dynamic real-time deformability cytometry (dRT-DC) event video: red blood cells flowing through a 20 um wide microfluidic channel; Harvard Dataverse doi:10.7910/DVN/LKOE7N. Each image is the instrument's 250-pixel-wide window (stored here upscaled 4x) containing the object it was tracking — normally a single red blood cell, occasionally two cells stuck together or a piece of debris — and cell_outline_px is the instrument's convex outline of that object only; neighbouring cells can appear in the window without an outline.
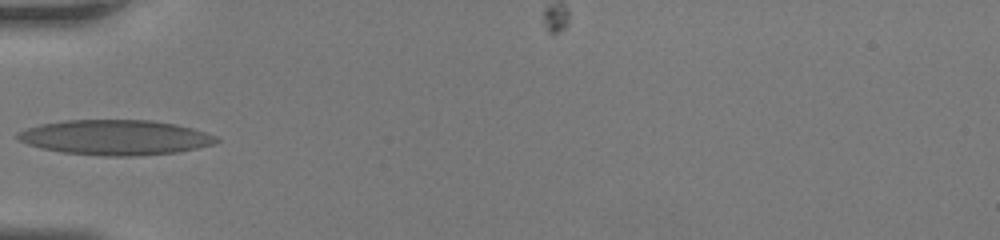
{"species": "human", "species_latin": "Homo sapiens", "temperature_condition": "room temperature", "stored_images_in_passage": 35, "camera_frame_rate_fps": 3000, "um_per_image_px": 0.085, "donor": {"sex": "female"}, "frame": {"image": 1, "passage_image": 1, "time_ms": 0.0, "image_size_px": [1000, 240], "cell_outline_px": [[220, 140], [212, 144], [196, 148], [176, 152], [136, 156], [104, 156], [60, 152], [40, 148], [28, 144], [20, 140], [16, 136], [16, 132], [40, 124], [64, 120], [152, 120], [176, 124], [192, 128], [216, 136]], "centroid_in_image_um": [9.77, 11.68], "position_along_channel_um": 75.2, "area_um2": 40.58}}
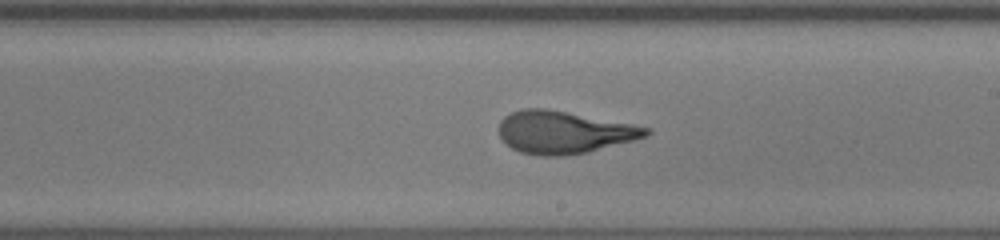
{"frame": {"image": 2, "passage_image": 14, "time_ms": 4.333, "image_size_px": [1000, 240], "cell_outline_px": [[652, 132], [648, 136], [588, 152], [564, 156], [540, 156], [520, 152], [512, 148], [500, 136], [500, 120], [504, 116], [512, 112], [524, 108], [544, 108], [632, 124], [652, 128]], "centroid_in_image_um": [47.94, 11.25], "position_along_channel_um": 241.1, "area_um2": 36.18}}
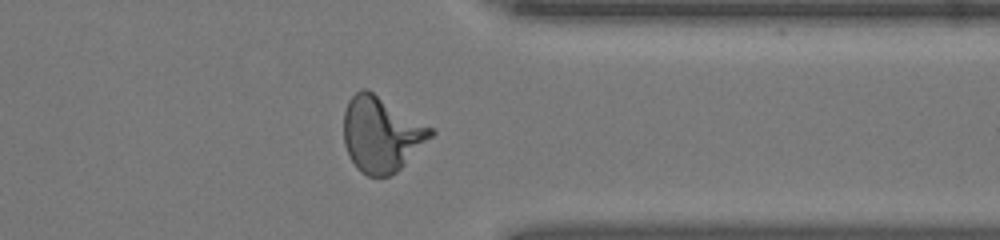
{"frame": {"image": 3, "passage_image": 25, "time_ms": 8.0, "image_size_px": [1000, 240], "cell_outline_px": [[436, 132], [396, 172], [388, 176], [368, 176], [356, 168], [344, 144], [344, 112], [348, 100], [360, 88], [368, 88], [436, 128]], "centroid_in_image_um": [32.43, 11.36], "position_along_channel_um": 379.0, "area_um2": 38.49}}